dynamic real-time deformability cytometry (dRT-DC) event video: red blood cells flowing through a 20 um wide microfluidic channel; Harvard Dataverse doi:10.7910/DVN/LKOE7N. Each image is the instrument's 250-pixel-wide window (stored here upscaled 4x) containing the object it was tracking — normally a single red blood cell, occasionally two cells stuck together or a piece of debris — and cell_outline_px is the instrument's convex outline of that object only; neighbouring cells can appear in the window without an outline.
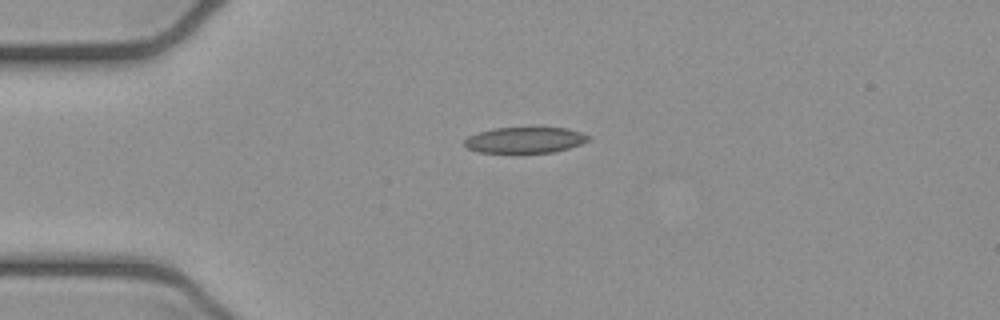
{"species": "common noctule bat (a hibernating species)", "species_latin": "Nyctalus noctula", "temperature_condition": "cold", "stored_images_in_passage": 3, "camera_frame_rate_fps": 3000, "um_per_image_px": 0.085, "animal": {"sex": "female", "body_mass_g": 21.9}, "frame": {"image": 1, "passage_image": 2, "time_ms": 0.333, "image_size_px": [1000, 320], "cell_outline_px": [[592, 140], [568, 148], [552, 152], [512, 156], [476, 152], [468, 148], [464, 144], [464, 140], [468, 136], [480, 132], [496, 128], [536, 124], [568, 128], [592, 136]], "centroid_in_image_um": [44.64, 11.9], "position_along_channel_um": 40.4, "area_um2": 20.69}}